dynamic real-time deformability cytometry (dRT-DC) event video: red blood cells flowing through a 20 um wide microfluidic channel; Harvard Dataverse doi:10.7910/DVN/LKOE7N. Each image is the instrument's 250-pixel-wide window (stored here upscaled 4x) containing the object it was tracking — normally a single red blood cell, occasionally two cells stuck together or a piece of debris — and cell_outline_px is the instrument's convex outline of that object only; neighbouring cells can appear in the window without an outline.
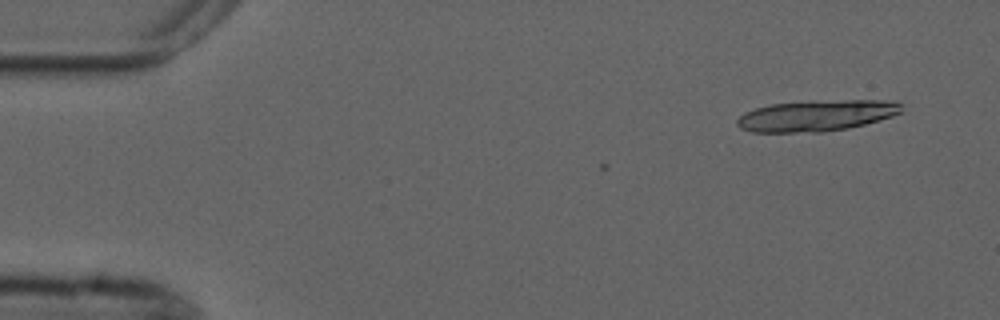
{"species": "common noctule bat (a hibernating species)", "species_latin": "Nyctalus noctula", "temperature_condition": "cold", "stored_images_in_passage": 3, "camera_frame_rate_fps": 3000, "um_per_image_px": 0.085, "animal": {"sex": "male", "forearm_length_mm": 52.5}, "frame": {"image": 1, "passage_image": 1, "time_ms": 0.0, "image_size_px": [1000, 320], "cell_outline_px": [[900, 112], [892, 116], [864, 124], [848, 128], [820, 132], [752, 132], [740, 128], [736, 124], [736, 120], [744, 112], [756, 108], [772, 104], [844, 100], [896, 100], [900, 104]], "centroid_in_image_um": [69.38, 9.83], "position_along_channel_um": 15.6, "area_um2": 29.42}}